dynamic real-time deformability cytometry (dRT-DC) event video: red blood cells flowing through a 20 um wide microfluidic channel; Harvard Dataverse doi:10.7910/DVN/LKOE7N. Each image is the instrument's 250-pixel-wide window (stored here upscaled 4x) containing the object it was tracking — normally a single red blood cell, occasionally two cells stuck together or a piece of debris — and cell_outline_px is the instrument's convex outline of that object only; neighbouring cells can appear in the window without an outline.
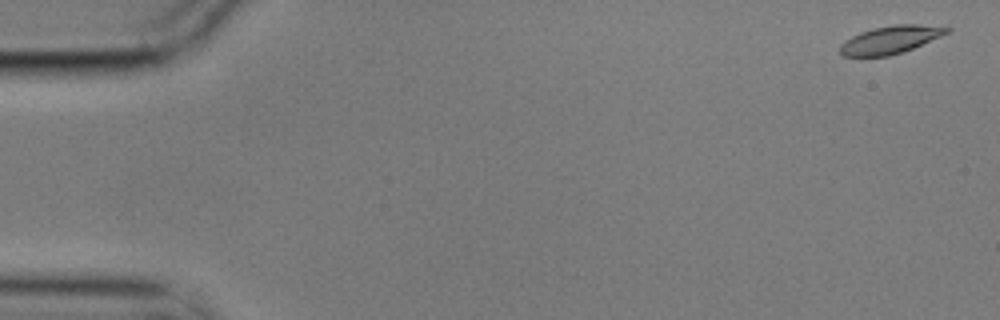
{"species": "common noctule bat (a hibernating species)", "species_latin": "Nyctalus noctula", "temperature_condition": "cold", "stored_images_in_passage": 5, "camera_frame_rate_fps": 3000, "um_per_image_px": 0.085, "animal": {"sex": "male", "body_mass_g": 17.9}, "frame": {"image": 1, "passage_image": 1, "time_ms": 0.0, "image_size_px": [1000, 320], "cell_outline_px": [[952, 28], [948, 32], [940, 36], [912, 48], [888, 56], [840, 56], [840, 44], [852, 36], [860, 32], [872, 28], [896, 24], [916, 24]], "centroid_in_image_um": [75.63, 3.37], "position_along_channel_um": 9.4, "area_um2": 16.99}}
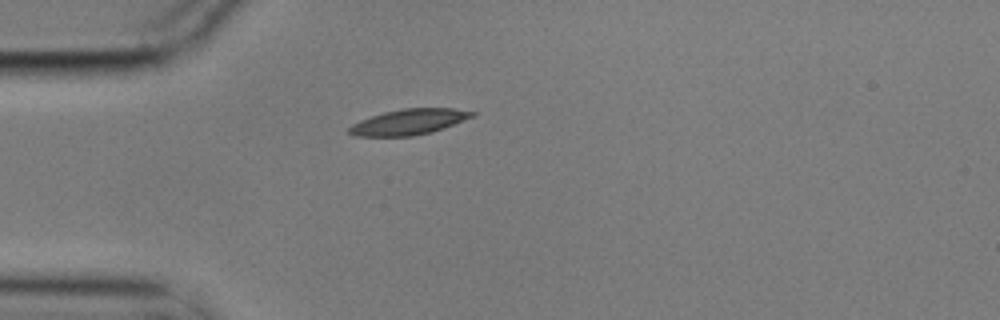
{"frame": {"image": 2, "passage_image": 5, "time_ms": 1.333, "image_size_px": [1000, 320], "cell_outline_px": [[476, 116], [444, 128], [432, 132], [412, 136], [356, 136], [348, 132], [348, 128], [352, 124], [360, 120], [384, 112], [404, 108], [452, 108], [476, 112]], "centroid_in_image_um": [34.79, 10.36], "position_along_channel_um": 50.2, "area_um2": 18.38}}